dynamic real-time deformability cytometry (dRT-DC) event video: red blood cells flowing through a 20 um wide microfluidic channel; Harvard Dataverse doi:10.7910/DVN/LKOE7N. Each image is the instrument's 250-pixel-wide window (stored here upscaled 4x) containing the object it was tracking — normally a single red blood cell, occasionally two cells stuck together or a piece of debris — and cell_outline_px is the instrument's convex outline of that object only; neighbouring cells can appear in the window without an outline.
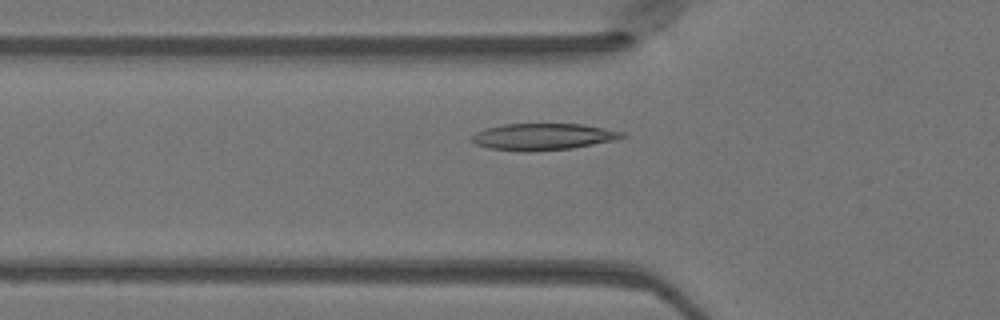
{"species": "Egyptian fruit bat (a non-hibernating species)", "species_latin": "Rousettus aegyptiacus", "temperature_condition": "warm", "stored_images_in_passage": 44, "camera_frame_rate_fps": 3000, "um_per_image_px": 0.085, "animal": {"sex": "female"}, "frame": {"image": 1, "passage_image": 12, "time_ms": 3.667, "image_size_px": [1000, 320], "cell_outline_px": [[628, 136], [616, 140], [572, 148], [528, 152], [488, 148], [476, 144], [472, 140], [472, 136], [476, 132], [484, 128], [504, 124], [584, 124], [624, 132]], "centroid_in_image_um": [46.18, 11.62], "position_along_channel_um": 79.6, "area_um2": 23.41}}
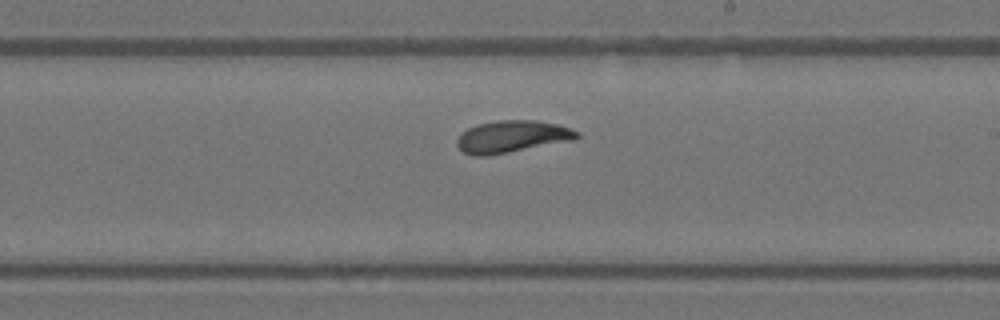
{"frame": {"image": 2, "passage_image": 24, "time_ms": 7.667, "image_size_px": [1000, 320], "cell_outline_px": [[580, 136], [576, 140], [488, 156], [476, 156], [464, 152], [456, 144], [456, 140], [468, 128], [480, 124], [496, 120], [536, 120], [556, 124], [580, 132]], "centroid_in_image_um": [43.56, 11.62], "position_along_channel_um": 245.4, "area_um2": 22.37}}
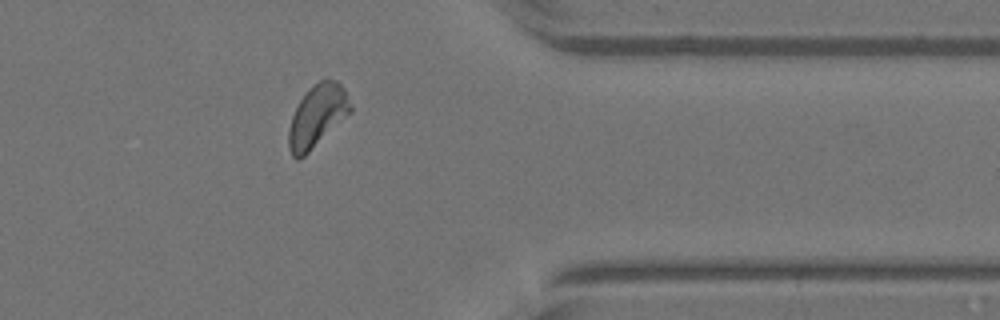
{"frame": {"image": 3, "passage_image": 35, "time_ms": 11.333, "image_size_px": [1000, 320], "cell_outline_px": [[352, 112], [304, 156], [296, 160], [292, 156], [288, 148], [288, 128], [292, 116], [300, 100], [308, 88], [320, 80], [336, 80], [344, 88], [352, 104]], "centroid_in_image_um": [26.97, 9.86], "position_along_channel_um": 384.4, "area_um2": 22.43}}